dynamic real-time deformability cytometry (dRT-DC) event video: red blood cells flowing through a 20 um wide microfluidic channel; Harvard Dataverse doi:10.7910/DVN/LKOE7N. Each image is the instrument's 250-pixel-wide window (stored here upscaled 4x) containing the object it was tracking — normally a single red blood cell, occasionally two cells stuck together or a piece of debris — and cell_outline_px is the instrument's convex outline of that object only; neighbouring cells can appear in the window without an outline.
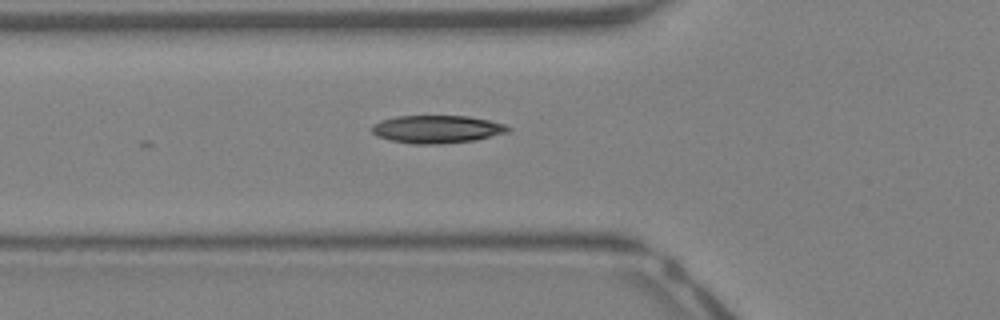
{"species": "Egyptian fruit bat (a non-hibernating species)", "species_latin": "Rousettus aegyptiacus", "temperature_condition": "warm", "stored_images_in_passage": 32, "camera_frame_rate_fps": 3000, "um_per_image_px": 0.085, "animal": {"sex": "female"}, "frame": {"image": 1, "passage_image": 5, "time_ms": 1.333, "image_size_px": [1000, 320], "cell_outline_px": [[508, 128], [504, 132], [472, 140], [392, 140], [380, 136], [372, 132], [372, 128], [376, 124], [384, 120], [400, 116], [464, 116], [488, 120], [500, 124]], "centroid_in_image_um": [37.12, 10.9], "position_along_channel_um": 88.7, "area_um2": 19.54}}
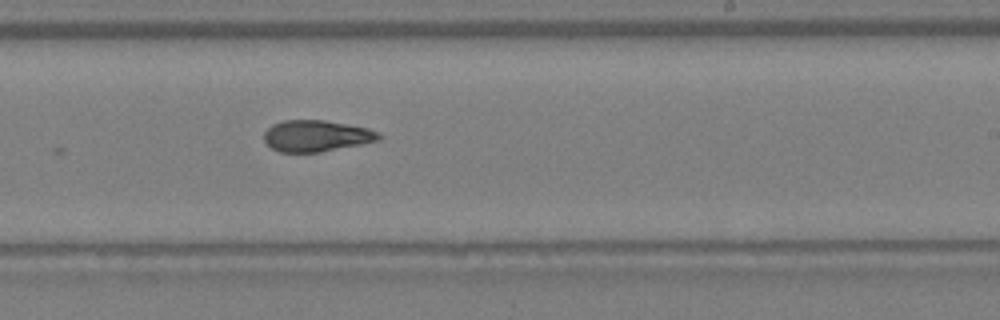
{"frame": {"image": 2, "passage_image": 16, "time_ms": 5.0, "image_size_px": [1000, 320], "cell_outline_px": [[380, 136], [376, 140], [316, 152], [280, 152], [272, 148], [264, 140], [264, 132], [268, 128], [276, 124], [288, 120], [320, 120], [364, 128], [376, 132]], "centroid_in_image_um": [26.78, 11.55], "position_along_channel_um": 262.2, "area_um2": 19.88}}
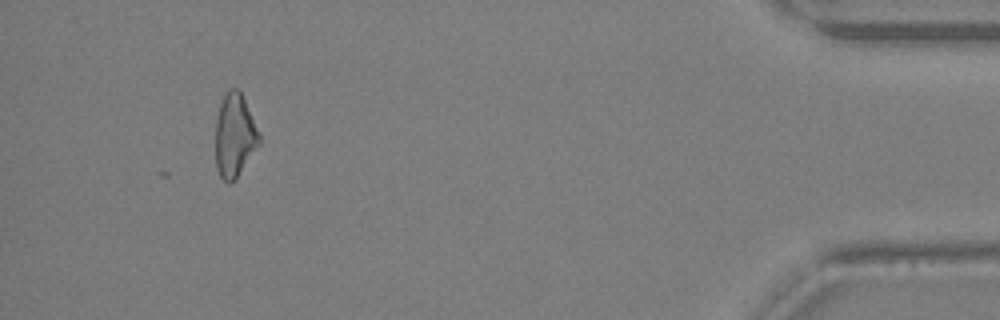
{"frame": {"image": 3, "passage_image": 30, "time_ms": 9.667, "image_size_px": [1000, 320], "cell_outline_px": [[260, 140], [236, 176], [232, 180], [224, 180], [220, 176], [216, 164], [216, 124], [220, 108], [224, 96], [232, 88], [236, 88], [240, 92], [244, 100], [260, 136]], "centroid_in_image_um": [19.92, 11.49], "position_along_channel_um": 415.3, "area_um2": 19.83}, "authors_computed_cell_mechanics": {"area_um2": 20.1433, "velocity_mm_per_s": 4.7345, "shape_relaxation_time_tau1_ms": 5.6317, "shape_relaxation_time_tau2_ms": 3.5018, "deformation_change_tau1": 0.176, "deformation_change_tau2": 0.1117}}